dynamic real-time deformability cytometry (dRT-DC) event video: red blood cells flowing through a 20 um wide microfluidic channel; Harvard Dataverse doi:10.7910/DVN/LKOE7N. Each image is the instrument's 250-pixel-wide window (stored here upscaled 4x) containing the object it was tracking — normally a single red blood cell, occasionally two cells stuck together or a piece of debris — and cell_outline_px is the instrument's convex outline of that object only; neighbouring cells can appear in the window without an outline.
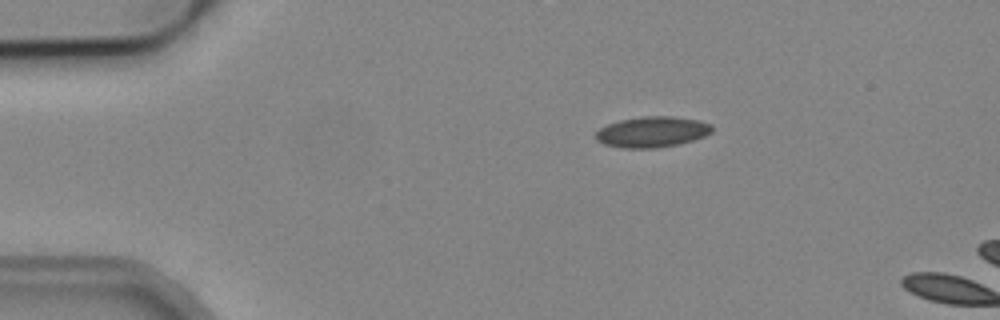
{"species": "common noctule bat (a hibernating species)", "species_latin": "Nyctalus noctula", "temperature_condition": "cold", "stored_images_in_passage": 4, "camera_frame_rate_fps": 3000, "um_per_image_px": 0.085, "animal": {"sex": "male", "body_mass_g": 19.2, "forearm_length_mm": 51.8}, "frame": {"image": 1, "passage_image": 4, "time_ms": 4.667, "image_size_px": [1000, 320], "cell_outline_px": [[712, 132], [704, 136], [680, 144], [656, 148], [620, 148], [604, 144], [596, 140], [596, 132], [600, 128], [608, 124], [620, 120], [644, 116], [672, 116], [700, 120], [712, 124]], "centroid_in_image_um": [55.44, 11.21], "position_along_channel_um": 29.6, "area_um2": 20.92}}